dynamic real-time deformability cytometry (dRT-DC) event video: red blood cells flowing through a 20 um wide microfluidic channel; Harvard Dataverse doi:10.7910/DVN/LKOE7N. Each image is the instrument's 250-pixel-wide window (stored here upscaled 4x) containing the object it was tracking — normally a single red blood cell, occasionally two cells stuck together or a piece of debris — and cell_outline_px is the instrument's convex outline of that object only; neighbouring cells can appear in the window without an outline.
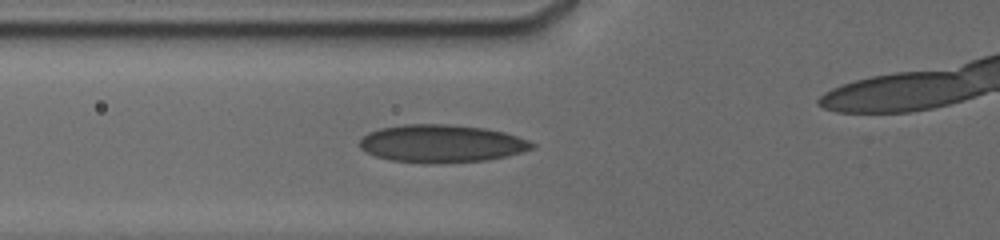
{"species": "human", "species_latin": "Homo sapiens", "temperature_condition": "cold", "stored_images_in_passage": 9, "segment_of_instrument_passage": [1, 2], "camera_frame_rate_fps": 3000, "um_per_image_px": 0.085, "donor": {"sex": "male"}, "frame": {"image": 1, "passage_image": 3, "time_ms": 2.333, "image_size_px": [1000, 240], "cell_outline_px": [[536, 148], [508, 156], [488, 160], [436, 164], [392, 160], [376, 156], [360, 148], [360, 140], [368, 132], [380, 128], [404, 124], [448, 124], [484, 128], [504, 132], [528, 140], [536, 144]], "centroid_in_image_um": [37.57, 12.21], "position_along_channel_um": 88.2, "area_um2": 38.03}}
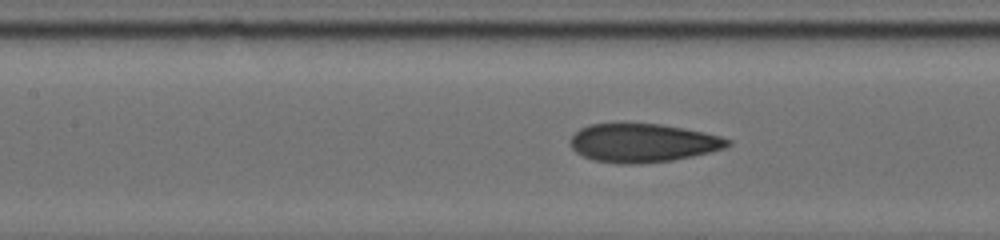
{"frame": {"image": 2, "passage_image": 6, "time_ms": 4.0, "image_size_px": [1000, 240], "cell_outline_px": [[732, 144], [724, 148], [692, 156], [672, 160], [636, 164], [620, 164], [592, 160], [576, 152], [568, 144], [568, 140], [580, 128], [588, 124], [660, 124], [684, 128], [704, 132], [720, 136], [732, 140]], "centroid_in_image_um": [54.61, 12.15], "position_along_channel_um": 152.8, "area_um2": 35.37}}